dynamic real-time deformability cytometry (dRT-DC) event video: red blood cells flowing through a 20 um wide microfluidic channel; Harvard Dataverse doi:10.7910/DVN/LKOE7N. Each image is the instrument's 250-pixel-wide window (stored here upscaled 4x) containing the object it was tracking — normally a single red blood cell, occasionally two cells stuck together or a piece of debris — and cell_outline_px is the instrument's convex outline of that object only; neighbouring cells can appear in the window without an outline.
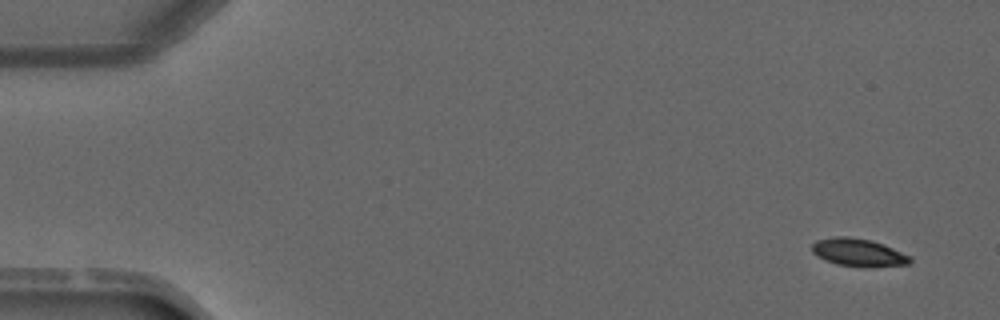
{"species": "common noctule bat (a hibernating species)", "species_latin": "Nyctalus noctula", "temperature_condition": "warm", "stored_images_in_passage": 4, "camera_frame_rate_fps": 3000, "um_per_image_px": 0.085, "animal": {"sex": "male", "forearm_length_mm": 52.5}, "frame": {"image": 1, "passage_image": 1, "time_ms": 0.0, "image_size_px": [1000, 320], "cell_outline_px": [[912, 260], [908, 264], [868, 268], [864, 268], [836, 264], [816, 256], [812, 252], [812, 244], [816, 240], [836, 236], [848, 236], [872, 240], [884, 244], [912, 256]], "centroid_in_image_um": [72.98, 21.47], "position_along_channel_um": 12.0, "area_um2": 16.24}}
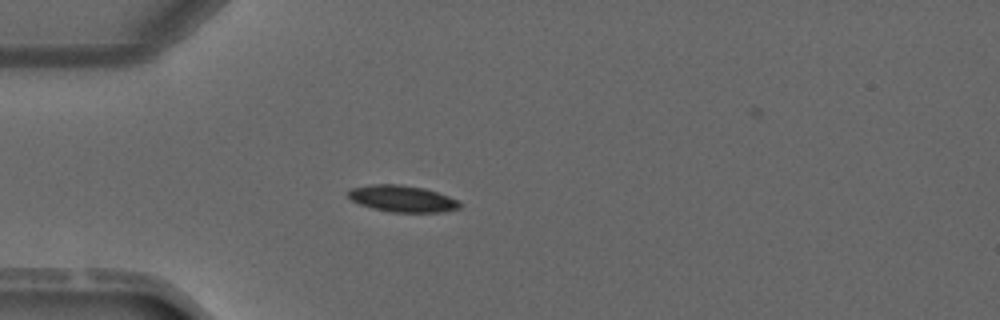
{"frame": {"image": 2, "passage_image": 4, "time_ms": 3.333, "image_size_px": [1000, 320], "cell_outline_px": [[464, 204], [460, 208], [440, 212], [392, 212], [360, 204], [352, 200], [348, 196], [348, 192], [352, 188], [372, 184], [400, 184], [424, 188], [460, 200]], "centroid_in_image_um": [34.26, 16.88], "position_along_channel_um": 50.7, "area_um2": 17.17}}